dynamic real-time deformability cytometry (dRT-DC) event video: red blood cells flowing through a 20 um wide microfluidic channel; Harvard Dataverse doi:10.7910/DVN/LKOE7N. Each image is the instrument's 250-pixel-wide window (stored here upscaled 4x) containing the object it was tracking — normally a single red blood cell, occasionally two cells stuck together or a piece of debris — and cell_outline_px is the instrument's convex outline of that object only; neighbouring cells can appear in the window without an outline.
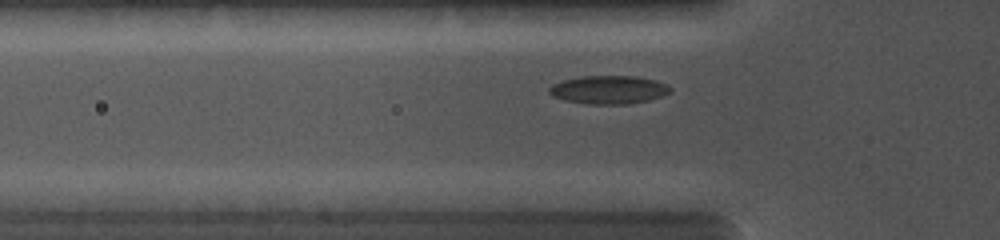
{"species": "common noctule bat (a hibernating species)", "species_latin": "Nyctalus noctula", "temperature_condition": "cold", "stored_images_in_passage": 53, "camera_frame_rate_fps": 5000, "um_per_image_px": 0.085, "animal": {"sex": "female", "body_mass_g": 19.0, "forearm_length_mm": 56.7}, "frame": {"image": 1, "passage_image": 7, "time_ms": 1.6, "image_size_px": [1000, 240], "cell_outline_px": [[672, 92], [648, 100], [628, 104], [588, 104], [564, 100], [552, 96], [548, 92], [548, 88], [552, 84], [564, 80], [584, 76], [636, 76], [656, 80], [668, 84], [672, 88]], "centroid_in_image_um": [51.75, 7.63], "position_along_channel_um": 74.0, "area_um2": 20.06}}
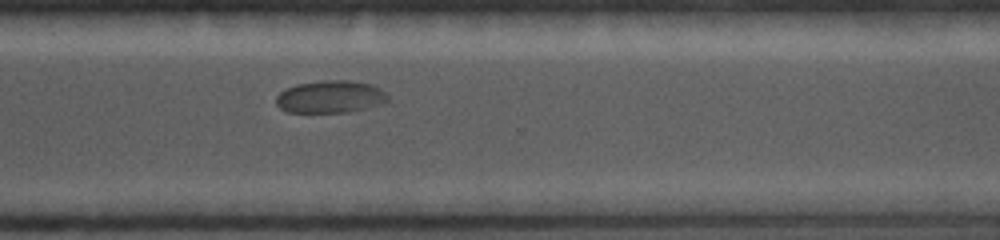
{"frame": {"image": 2, "passage_image": 38, "time_ms": 7.8, "image_size_px": [1000, 240], "cell_outline_px": [[388, 100], [368, 108], [348, 112], [288, 112], [280, 108], [276, 104], [276, 96], [280, 92], [296, 84], [320, 80], [348, 80], [372, 84], [380, 88], [388, 96]], "centroid_in_image_um": [28.07, 8.22], "position_along_channel_um": 342.5, "area_um2": 21.1}}
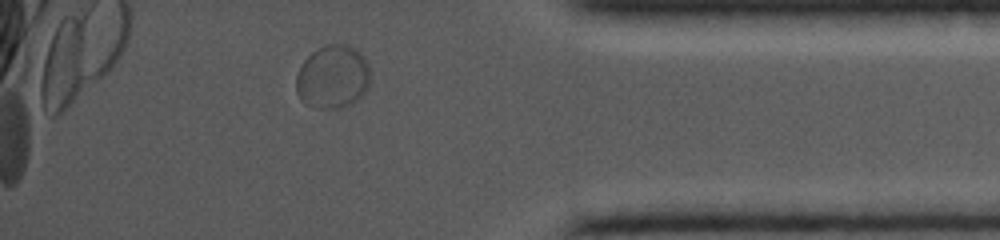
{"frame": {"image": 3, "passage_image": 47, "time_ms": 9.6, "image_size_px": [1000, 240], "cell_outline_px": [[372, 76], [364, 92], [352, 104], [340, 108], [316, 108], [304, 104], [300, 100], [296, 92], [296, 76], [304, 60], [316, 48], [328, 44], [348, 44], [356, 48], [360, 52]], "centroid_in_image_um": [28.26, 6.54], "position_along_channel_um": 406.9, "area_um2": 27.57}}